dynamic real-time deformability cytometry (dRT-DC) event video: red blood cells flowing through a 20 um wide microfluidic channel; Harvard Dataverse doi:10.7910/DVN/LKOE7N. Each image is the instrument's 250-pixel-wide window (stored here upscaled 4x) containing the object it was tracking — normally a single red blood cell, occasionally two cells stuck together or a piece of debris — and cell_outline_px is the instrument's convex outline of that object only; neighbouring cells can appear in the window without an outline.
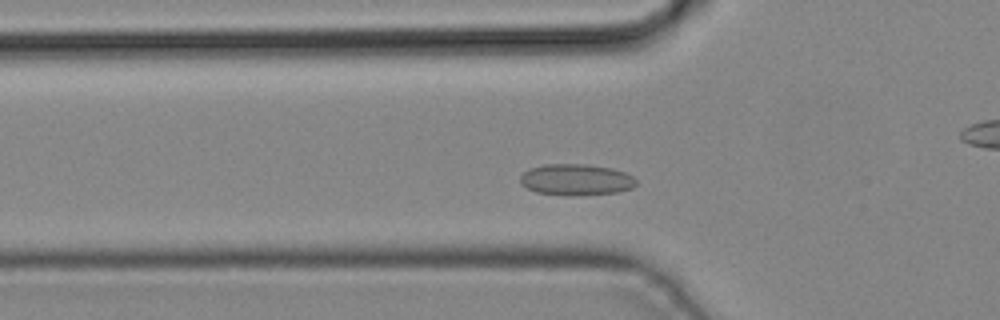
{"species": "common noctule bat (a hibernating species)", "species_latin": "Nyctalus noctula", "temperature_condition": "cold", "stored_images_in_passage": 39, "camera_frame_rate_fps": 3000, "um_per_image_px": 0.085, "animal": {"sex": "male", "body_mass_g": 19.2, "forearm_length_mm": 51.8}, "frame": {"image": 1, "passage_image": 8, "time_ms": 2.333, "image_size_px": [1000, 320], "cell_outline_px": [[636, 184], [632, 188], [616, 192], [580, 196], [568, 196], [536, 192], [520, 184], [520, 176], [524, 172], [532, 168], [544, 164], [584, 164], [612, 168], [624, 172], [632, 176], [636, 180]], "centroid_in_image_um": [48.96, 15.28], "position_along_channel_um": 76.8, "area_um2": 21.21}}
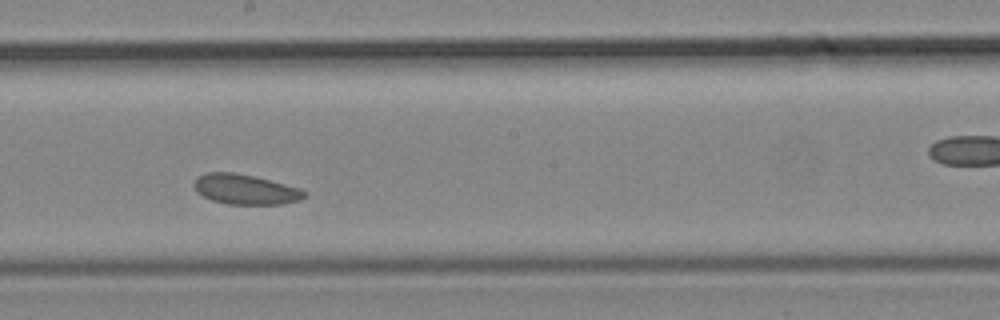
{"frame": {"image": 2, "passage_image": 18, "time_ms": 5.667, "image_size_px": [1000, 320], "cell_outline_px": [[308, 196], [300, 200], [284, 204], [228, 204], [212, 200], [196, 192], [196, 180], [200, 176], [208, 172], [232, 172], [256, 176], [300, 188], [308, 192]], "centroid_in_image_um": [20.94, 16.1], "position_along_channel_um": 227.3, "area_um2": 19.31}}
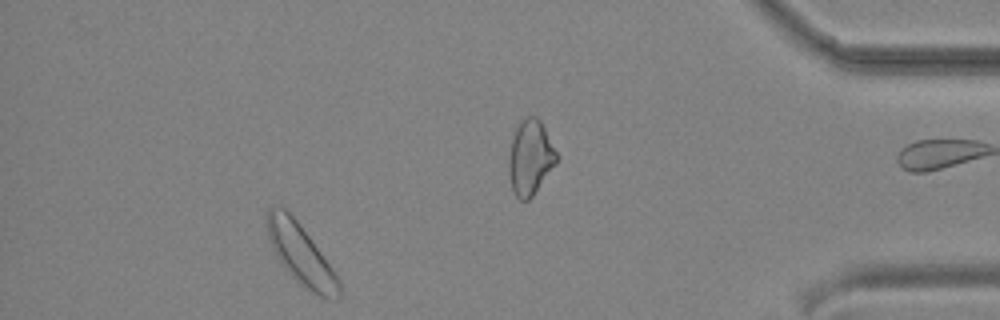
{"frame": {"image": 3, "passage_image": 34, "time_ms": 11.0, "image_size_px": [1000, 320], "cell_outline_px": [[340, 296], [336, 300], [328, 300], [312, 292], [280, 260], [268, 240], [264, 220], [268, 208], [272, 204], [280, 204], [296, 220], [332, 268], [340, 280]], "centroid_in_image_um": [25.54, 21.54], "position_along_channel_um": 409.7, "area_um2": 24.57}}